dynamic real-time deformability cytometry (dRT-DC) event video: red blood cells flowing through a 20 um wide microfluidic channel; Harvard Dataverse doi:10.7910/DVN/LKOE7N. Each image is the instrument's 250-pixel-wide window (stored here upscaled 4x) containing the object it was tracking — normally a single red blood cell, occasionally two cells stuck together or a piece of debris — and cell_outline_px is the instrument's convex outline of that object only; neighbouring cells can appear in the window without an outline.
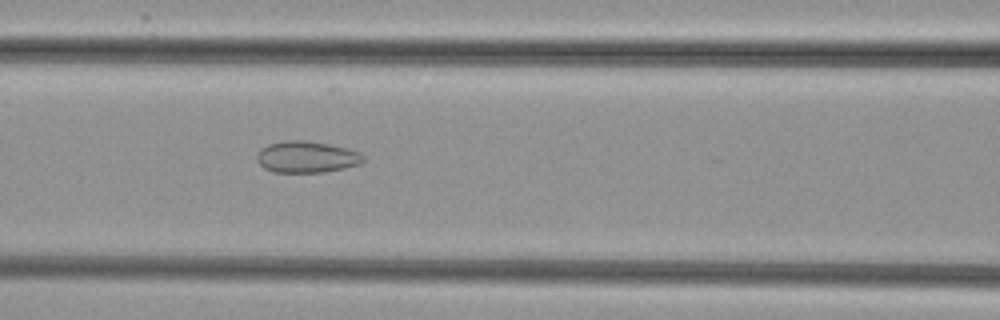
{"species": "common noctule bat (a hibernating species)", "species_latin": "Nyctalus noctula", "temperature_condition": "cold", "stored_images_in_passage": 54, "camera_frame_rate_fps": 3000, "um_per_image_px": 0.085, "animal": {"sex": "female", "body_mass_g": 29.2, "forearm_length_mm": 56.3}, "frame": {"image": 1, "passage_image": 24, "time_ms": 7.667, "image_size_px": [1000, 320], "cell_outline_px": [[364, 160], [360, 164], [344, 168], [324, 172], [272, 172], [264, 168], [256, 160], [256, 156], [260, 148], [268, 144], [284, 140], [304, 140], [328, 144], [348, 148], [360, 152], [364, 156]], "centroid_in_image_um": [26.05, 13.33], "position_along_channel_um": 140.6, "area_um2": 19.71}}
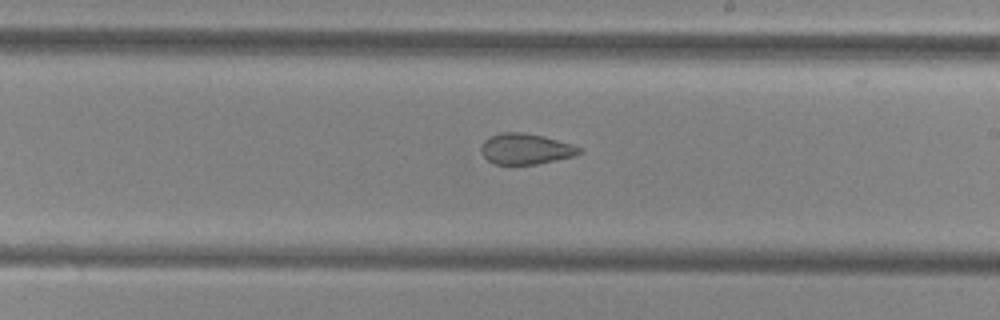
{"frame": {"image": 2, "passage_image": 32, "time_ms": 10.333, "image_size_px": [1000, 320], "cell_outline_px": [[584, 152], [576, 156], [536, 164], [496, 164], [488, 160], [480, 152], [480, 144], [484, 140], [500, 132], [520, 132], [544, 136], [572, 144], [580, 148]], "centroid_in_image_um": [44.69, 12.65], "position_along_channel_um": 244.3, "area_um2": 17.69}}
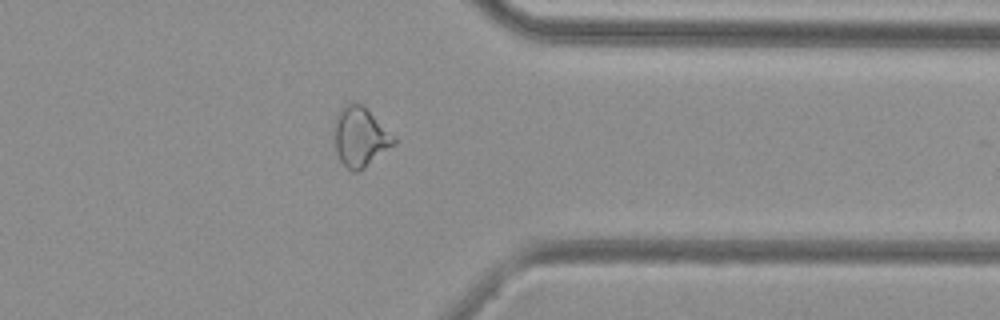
{"frame": {"image": 3, "passage_image": 43, "time_ms": 14.0, "image_size_px": [1000, 320], "cell_outline_px": [[396, 144], [364, 168], [356, 172], [352, 172], [340, 160], [336, 152], [336, 116], [344, 104], [364, 104], [396, 136]], "centroid_in_image_um": [30.68, 11.63], "position_along_channel_um": 380.7, "area_um2": 20.63}}